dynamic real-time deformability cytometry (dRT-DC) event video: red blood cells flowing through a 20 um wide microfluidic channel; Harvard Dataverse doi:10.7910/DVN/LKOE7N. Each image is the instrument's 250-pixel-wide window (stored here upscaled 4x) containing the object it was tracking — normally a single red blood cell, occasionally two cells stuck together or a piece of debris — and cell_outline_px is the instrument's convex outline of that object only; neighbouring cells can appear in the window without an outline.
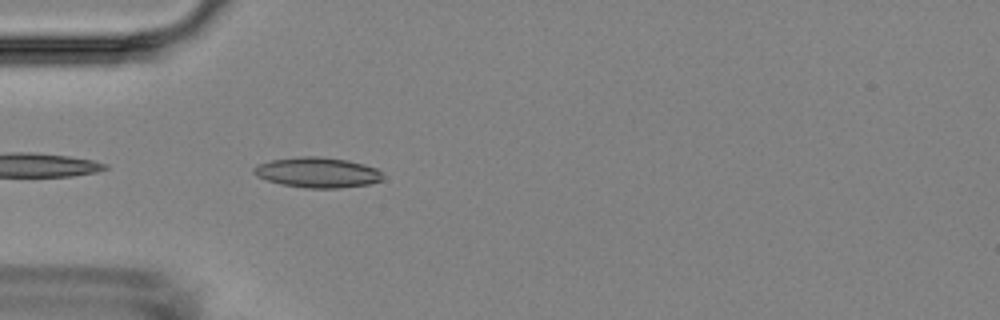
{"species": "Egyptian fruit bat (a non-hibernating species)", "species_latin": "Rousettus aegyptiacus", "temperature_condition": "room temperature", "stored_images_in_passage": 41, "camera_frame_rate_fps": 3000, "um_per_image_px": 0.085, "animal": {"sex": "female"}, "frame": {"image": 1, "passage_image": 2, "time_ms": 0.333, "image_size_px": [1000, 320], "cell_outline_px": [[384, 180], [368, 184], [336, 188], [304, 188], [280, 184], [256, 176], [252, 172], [252, 168], [256, 164], [272, 160], [300, 156], [320, 156], [348, 160], [364, 164], [376, 168], [384, 172]], "centroid_in_image_um": [26.99, 14.65], "position_along_channel_um": 58.0, "area_um2": 23.06}}
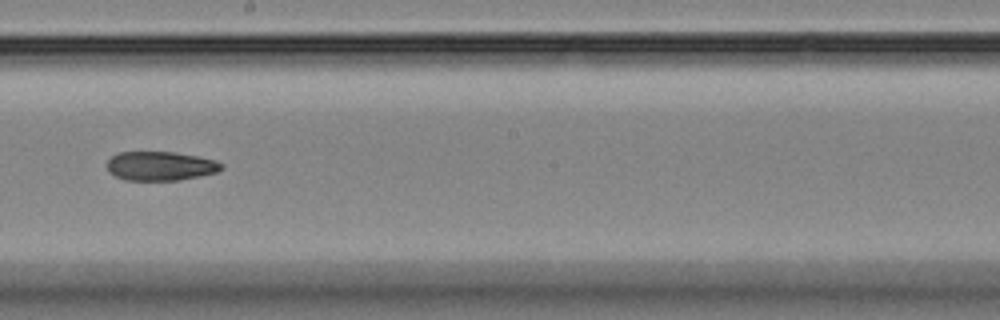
{"frame": {"image": 2, "passage_image": 17, "time_ms": 5.333, "image_size_px": [1000, 320], "cell_outline_px": [[224, 168], [216, 172], [200, 176], [180, 180], [124, 180], [108, 172], [108, 160], [112, 156], [120, 152], [176, 152], [200, 156], [216, 160], [224, 164]], "centroid_in_image_um": [13.68, 14.1], "position_along_channel_um": 234.5, "area_um2": 19.54}}
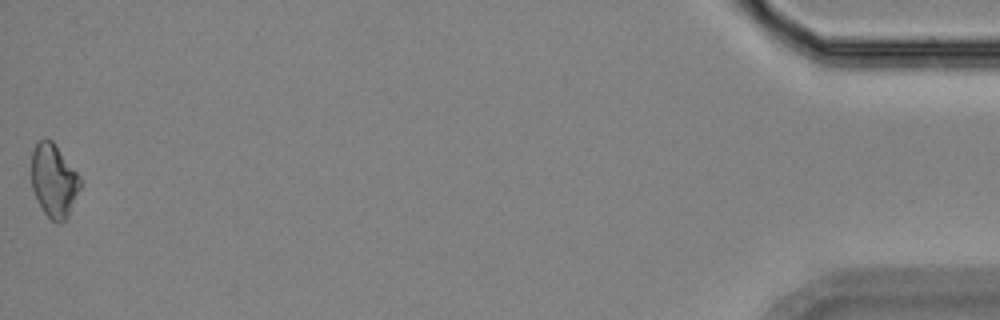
{"frame": {"image": 3, "passage_image": 41, "time_ms": 13.333, "image_size_px": [1000, 320], "cell_outline_px": [[80, 188], [68, 216], [60, 224], [52, 220], [44, 212], [32, 188], [32, 152], [36, 144], [40, 140], [52, 140], [80, 176]], "centroid_in_image_um": [4.58, 15.36], "position_along_channel_um": 430.6, "area_um2": 20.4}}